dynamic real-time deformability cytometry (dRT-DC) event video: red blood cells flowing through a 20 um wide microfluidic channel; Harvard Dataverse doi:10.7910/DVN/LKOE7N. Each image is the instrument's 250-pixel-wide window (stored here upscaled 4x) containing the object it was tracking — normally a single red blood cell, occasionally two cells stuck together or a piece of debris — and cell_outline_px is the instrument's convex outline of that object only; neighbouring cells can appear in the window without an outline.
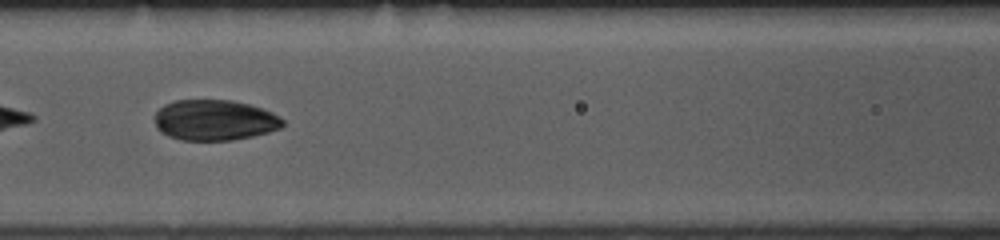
{"species": "common noctule bat (a hibernating species)", "species_latin": "Nyctalus noctula", "temperature_condition": "room temperature", "stored_images_in_passage": 51, "camera_frame_rate_fps": 3000, "um_per_image_px": 0.085, "animal": {"sex": "female", "body_mass_g": 10.0, "forearm_length_mm": 53.1}, "frame": {"image": 1, "passage_image": 22, "time_ms": 7.0, "image_size_px": [1000, 240], "cell_outline_px": [[284, 124], [280, 128], [268, 132], [252, 136], [232, 140], [180, 140], [168, 136], [160, 132], [156, 124], [156, 112], [164, 104], [176, 100], [232, 100], [248, 104], [272, 112], [280, 116], [284, 120]], "centroid_in_image_um": [18.24, 10.21], "position_along_channel_um": 148.4, "area_um2": 30.29}}
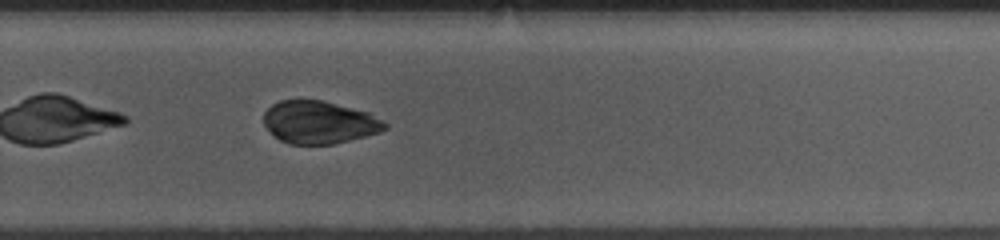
{"frame": {"image": 2, "passage_image": 34, "time_ms": 11.0, "image_size_px": [1000, 240], "cell_outline_px": [[388, 128], [380, 132], [332, 144], [288, 144], [280, 140], [264, 124], [264, 112], [272, 104], [280, 100], [324, 100], [368, 112], [384, 120], [388, 124]], "centroid_in_image_um": [27.16, 10.38], "position_along_channel_um": 302.6, "area_um2": 30.06}}
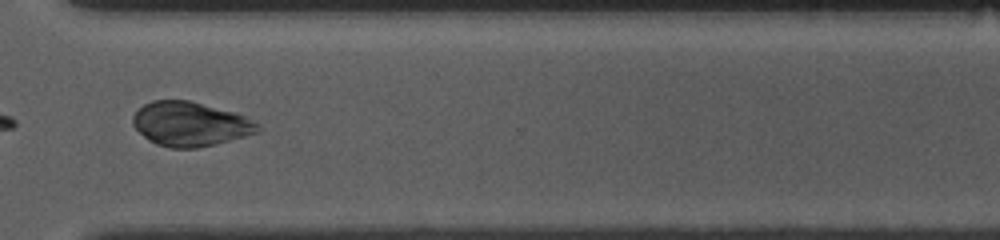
{"frame": {"image": 3, "passage_image": 38, "time_ms": 12.333, "image_size_px": [1000, 240], "cell_outline_px": [[260, 132], [216, 144], [196, 148], [172, 148], [156, 144], [148, 140], [132, 124], [132, 116], [144, 104], [152, 100], [188, 100], [232, 112], [244, 116], [260, 124]], "centroid_in_image_um": [16.16, 10.55], "position_along_channel_um": 354.4, "area_um2": 32.08}}